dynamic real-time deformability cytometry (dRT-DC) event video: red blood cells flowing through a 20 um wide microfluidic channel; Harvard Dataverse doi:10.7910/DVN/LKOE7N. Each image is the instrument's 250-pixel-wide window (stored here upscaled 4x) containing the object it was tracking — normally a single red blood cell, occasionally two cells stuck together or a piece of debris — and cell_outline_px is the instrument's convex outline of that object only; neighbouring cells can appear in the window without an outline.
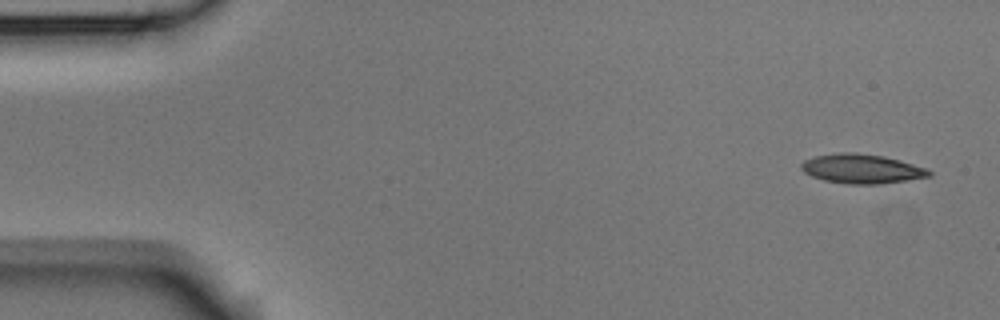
{"species": "Egyptian fruit bat (a non-hibernating species)", "species_latin": "Rousettus aegyptiacus", "temperature_condition": "room temperature", "stored_images_in_passage": 5, "camera_frame_rate_fps": 3000, "um_per_image_px": 0.085, "animal": {"sex": "male"}, "frame": {"image": 1, "passage_image": 1, "time_ms": 0.0, "image_size_px": [1000, 320], "cell_outline_px": [[932, 176], [880, 184], [848, 184], [824, 180], [812, 176], [804, 172], [800, 168], [800, 164], [804, 160], [816, 156], [840, 152], [856, 152], [884, 156], [900, 160], [928, 168], [932, 172]], "centroid_in_image_um": [73.26, 14.34], "position_along_channel_um": 11.7, "area_um2": 21.96}}
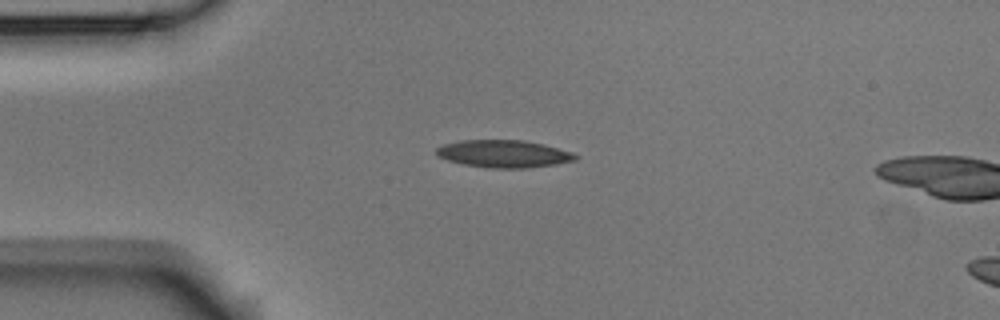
{"frame": {"image": 2, "passage_image": 4, "time_ms": 1.0, "image_size_px": [1000, 320], "cell_outline_px": [[580, 156], [576, 160], [556, 164], [528, 168], [488, 168], [464, 164], [448, 160], [440, 156], [436, 152], [436, 148], [444, 144], [460, 140], [524, 140], [544, 144], [572, 152]], "centroid_in_image_um": [42.86, 13.07], "position_along_channel_um": 42.1, "area_um2": 22.25}}